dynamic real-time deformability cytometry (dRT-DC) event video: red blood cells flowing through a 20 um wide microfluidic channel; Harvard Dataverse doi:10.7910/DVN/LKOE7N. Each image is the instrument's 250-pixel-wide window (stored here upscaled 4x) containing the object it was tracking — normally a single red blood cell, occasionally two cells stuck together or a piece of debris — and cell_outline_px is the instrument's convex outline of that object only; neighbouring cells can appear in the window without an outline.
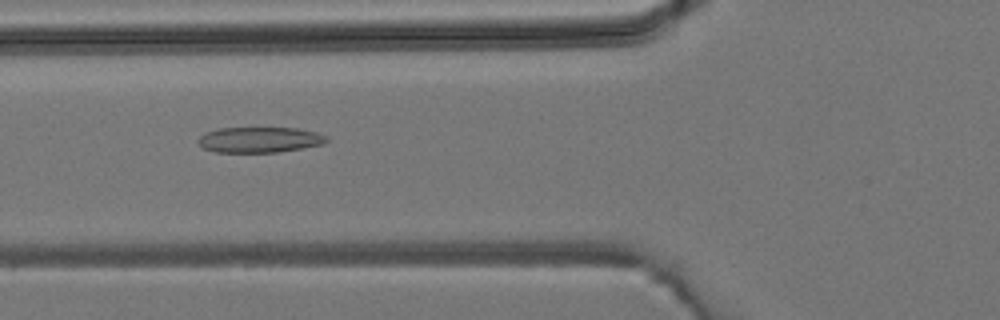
{"species": "common noctule bat (a hibernating species)", "species_latin": "Nyctalus noctula", "temperature_condition": "room temperature", "stored_images_in_passage": 42, "camera_frame_rate_fps": 3000, "um_per_image_px": 0.085, "animal": {"sex": "male", "body_mass_g": 19.2, "forearm_length_mm": 51.8}, "frame": {"image": 1, "passage_image": 14, "time_ms": 4.333, "image_size_px": [1000, 320], "cell_outline_px": [[328, 140], [324, 144], [276, 152], [216, 152], [204, 148], [196, 140], [204, 132], [220, 128], [296, 128], [316, 132], [328, 136]], "centroid_in_image_um": [22.06, 11.87], "position_along_channel_um": 103.7, "area_um2": 19.07}}
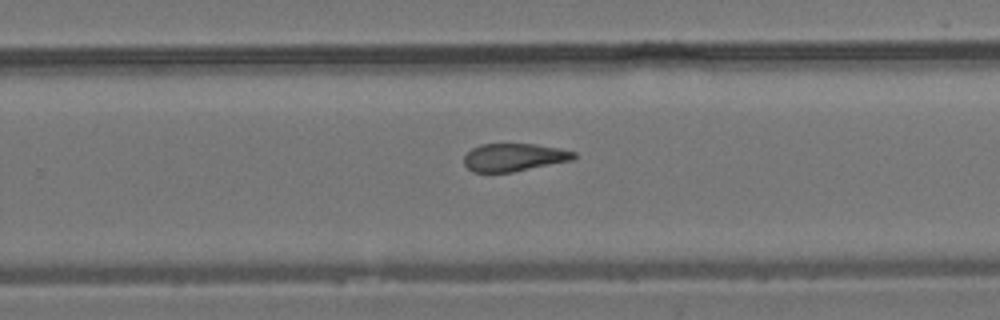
{"frame": {"image": 2, "passage_image": 26, "time_ms": 8.333, "image_size_px": [1000, 320], "cell_outline_px": [[576, 156], [572, 160], [512, 172], [472, 172], [464, 164], [464, 156], [472, 148], [480, 144], [536, 144], [560, 148], [576, 152]], "centroid_in_image_um": [43.68, 13.37], "position_along_channel_um": 286.1, "area_um2": 17.8}}
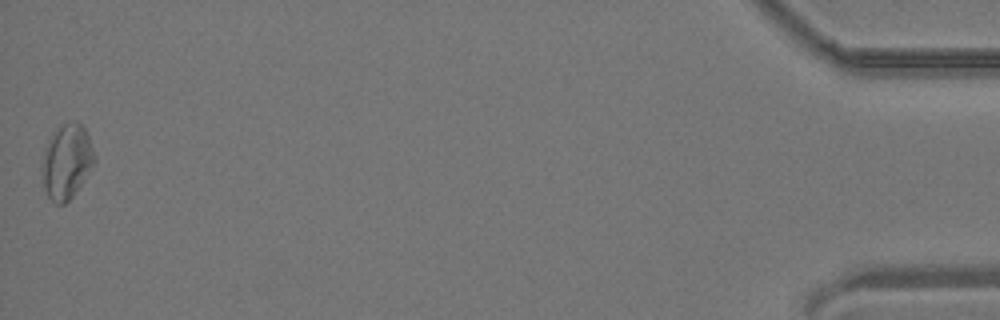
{"frame": {"image": 3, "passage_image": 42, "time_ms": 13.667, "image_size_px": [1000, 320], "cell_outline_px": [[96, 160], [72, 196], [64, 204], [56, 204], [48, 196], [44, 188], [40, 168], [48, 140], [60, 124], [72, 120], [76, 120], [84, 128], [88, 136], [96, 156]], "centroid_in_image_um": [5.65, 13.7], "position_along_channel_um": 429.6, "area_um2": 22.66}}